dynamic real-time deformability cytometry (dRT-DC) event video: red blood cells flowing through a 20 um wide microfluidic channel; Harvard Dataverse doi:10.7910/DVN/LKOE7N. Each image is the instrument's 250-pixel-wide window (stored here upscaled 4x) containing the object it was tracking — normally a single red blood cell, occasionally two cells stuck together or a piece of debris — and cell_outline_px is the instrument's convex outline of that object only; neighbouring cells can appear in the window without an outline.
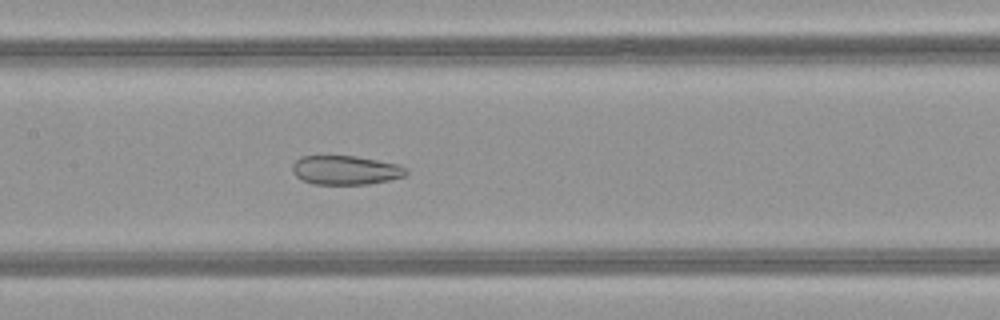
{"species": "common noctule bat (a hibernating species)", "species_latin": "Nyctalus noctula", "temperature_condition": "warm", "stored_images_in_passage": 41, "camera_frame_rate_fps": 3000, "um_per_image_px": 0.085, "animal": {"sex": "female", "body_mass_g": 21.9}, "frame": {"image": 1, "passage_image": 15, "time_ms": 4.667, "image_size_px": [1000, 320], "cell_outline_px": [[408, 172], [404, 176], [388, 180], [368, 184], [312, 184], [300, 180], [292, 172], [292, 164], [300, 156], [356, 156], [400, 164], [408, 168]], "centroid_in_image_um": [29.37, 14.46], "position_along_channel_um": 178.0, "area_um2": 19.48}}
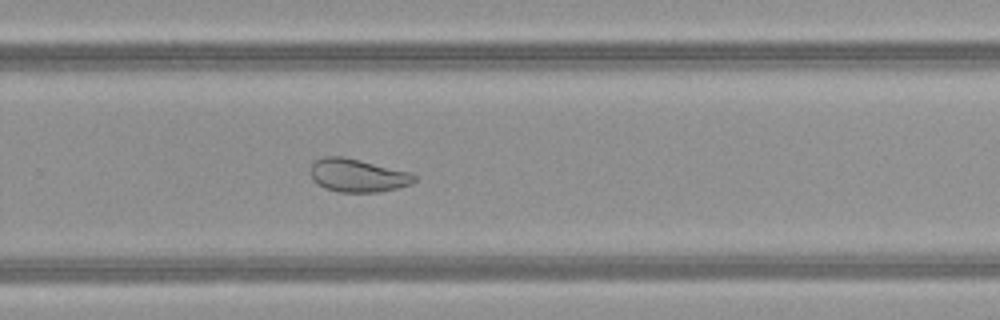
{"frame": {"image": 2, "passage_image": 24, "time_ms": 7.667, "image_size_px": [1000, 320], "cell_outline_px": [[416, 180], [412, 184], [396, 188], [376, 192], [340, 192], [324, 188], [316, 184], [312, 180], [312, 164], [316, 160], [324, 156], [344, 156], [412, 172], [416, 176]], "centroid_in_image_um": [30.42, 14.91], "position_along_channel_um": 299.4, "area_um2": 20.17}}
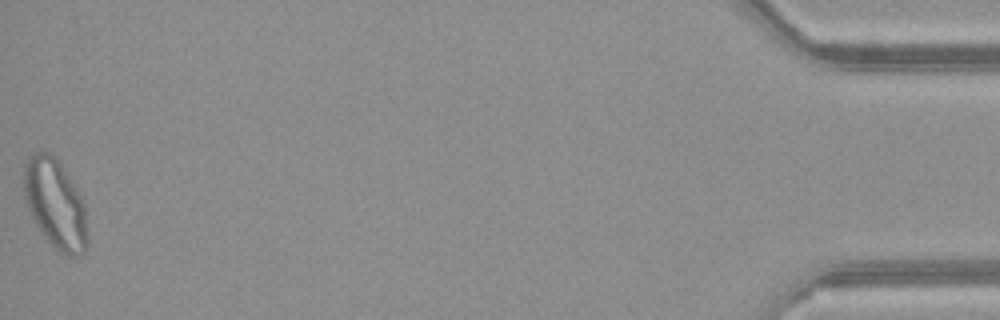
{"frame": {"image": 3, "passage_image": 41, "time_ms": 13.333, "image_size_px": [1000, 320], "cell_outline_px": [[88, 244], [84, 252], [76, 256], [68, 256], [60, 252], [44, 236], [36, 224], [28, 208], [24, 196], [24, 164], [28, 156], [36, 152], [48, 152], [56, 156], [60, 160], [76, 188], [84, 204], [88, 232]], "centroid_in_image_um": [4.71, 17.31], "position_along_channel_um": 430.5, "area_um2": 33.23}, "authors_computed_cell_mechanics": {"area_um2": 24.1604, "velocity_mm_per_s": 4.0623, "shape_relaxation_time_tau1_ms": null, "shape_relaxation_time_tau2_ms": 1.5216, "deformation_change_tau1": null, "deformation_change_tau2": 0.0717}}